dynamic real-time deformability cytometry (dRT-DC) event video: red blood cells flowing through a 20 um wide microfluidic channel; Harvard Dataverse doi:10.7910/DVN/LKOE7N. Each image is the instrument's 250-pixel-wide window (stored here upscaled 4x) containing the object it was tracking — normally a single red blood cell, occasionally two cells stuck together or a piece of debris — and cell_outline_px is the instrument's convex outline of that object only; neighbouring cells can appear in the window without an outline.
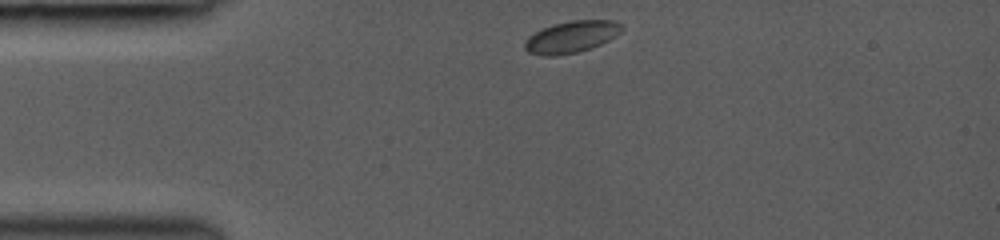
{"species": "common noctule bat (a hibernating species)", "species_latin": "Nyctalus noctula", "temperature_condition": "room temperature", "stored_images_in_passage": 7, "camera_frame_rate_fps": 3000, "um_per_image_px": 0.085, "animal": {"sex": "female", "body_mass_g": 19.0, "forearm_length_mm": 53.3}, "frame": {"image": 1, "passage_image": 1, "time_ms": 0.0, "image_size_px": [1000, 240], "cell_outline_px": [[624, 28], [616, 36], [592, 48], [576, 52], [556, 56], [544, 56], [528, 52], [524, 48], [524, 40], [528, 36], [552, 24], [572, 20], [616, 20], [624, 24]], "centroid_in_image_um": [48.59, 3.12], "position_along_channel_um": 36.4, "area_um2": 18.15}}
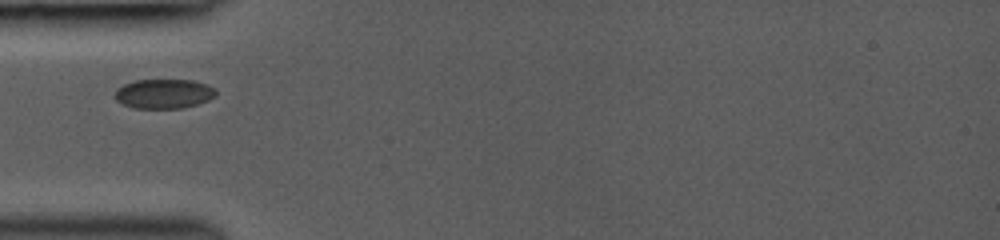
{"frame": {"image": 2, "passage_image": 5, "time_ms": 1.333, "image_size_px": [1000, 240], "cell_outline_px": [[216, 96], [208, 100], [196, 104], [180, 108], [132, 108], [116, 100], [116, 88], [124, 84], [136, 80], [192, 80], [208, 84], [216, 88]], "centroid_in_image_um": [13.95, 7.96], "position_along_channel_um": 71.1, "area_um2": 17.34}}